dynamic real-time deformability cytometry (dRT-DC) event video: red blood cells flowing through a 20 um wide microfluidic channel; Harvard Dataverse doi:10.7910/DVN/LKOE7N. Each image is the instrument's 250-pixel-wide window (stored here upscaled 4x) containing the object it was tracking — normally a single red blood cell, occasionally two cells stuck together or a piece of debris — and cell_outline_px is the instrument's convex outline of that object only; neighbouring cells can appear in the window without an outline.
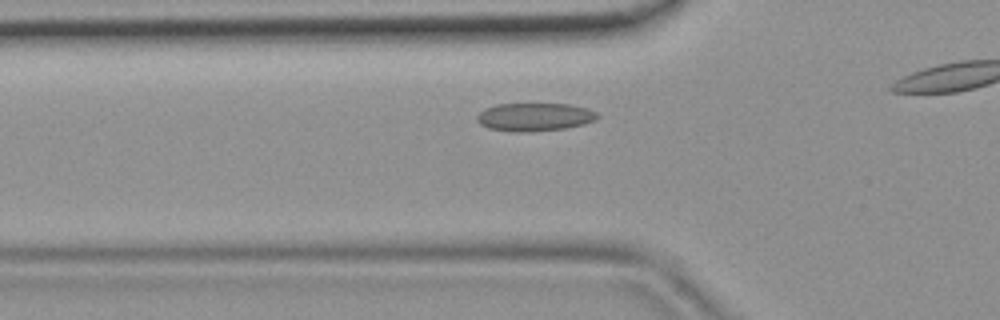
{"species": "common noctule bat (a hibernating species)", "species_latin": "Nyctalus noctula", "temperature_condition": "room temperature", "stored_images_in_passage": 9, "camera_frame_rate_fps": 3000, "um_per_image_px": 0.085, "animal": {"sex": "female", "body_mass_g": 19.9}, "frame": {"image": 1, "passage_image": 4, "time_ms": 1.0, "image_size_px": [1000, 320], "cell_outline_px": [[600, 116], [596, 120], [584, 124], [564, 128], [528, 132], [516, 132], [488, 128], [480, 124], [476, 120], [476, 116], [484, 108], [496, 104], [572, 104], [588, 108], [596, 112]], "centroid_in_image_um": [45.44, 9.94], "position_along_channel_um": 80.4, "area_um2": 19.88}}
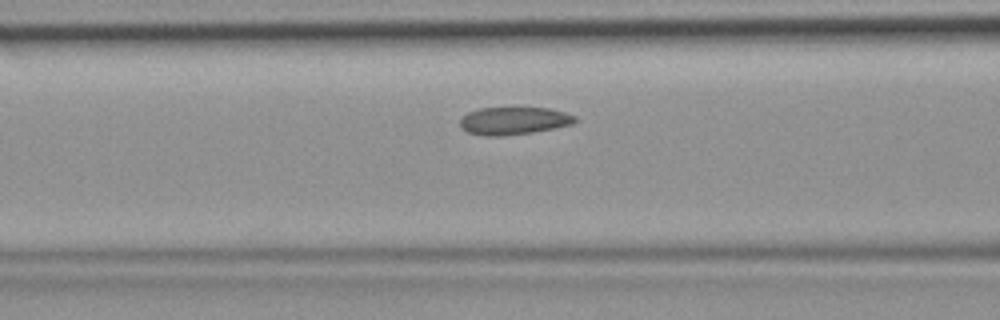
{"frame": {"image": 2, "passage_image": 7, "time_ms": 2.0, "image_size_px": [1000, 320], "cell_outline_px": [[576, 120], [572, 124], [532, 132], [496, 136], [488, 136], [468, 132], [460, 124], [460, 120], [468, 112], [480, 108], [548, 108], [564, 112], [576, 116]], "centroid_in_image_um": [43.67, 10.25], "position_along_channel_um": 122.9, "area_um2": 18.09}}